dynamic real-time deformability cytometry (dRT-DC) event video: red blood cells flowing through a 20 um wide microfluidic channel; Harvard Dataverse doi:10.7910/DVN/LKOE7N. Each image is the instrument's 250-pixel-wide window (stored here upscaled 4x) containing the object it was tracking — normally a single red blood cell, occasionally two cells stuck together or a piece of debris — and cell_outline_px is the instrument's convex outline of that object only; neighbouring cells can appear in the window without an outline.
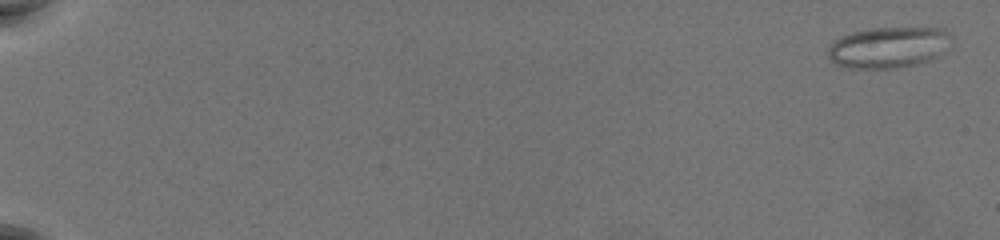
{"species": "common noctule bat (a hibernating species)", "species_latin": "Nyctalus noctula", "temperature_condition": "warm", "stored_images_in_passage": 19, "camera_frame_rate_fps": 3000, "um_per_image_px": 0.085, "animal": {"sex": "female", "body_mass_g": 19.5, "forearm_length_mm": 54.1}, "frame": {"image": 1, "passage_image": 2, "time_ms": 0.333, "image_size_px": [1000, 240], "cell_outline_px": [[952, 36], [936, 56], [932, 60], [916, 64], [896, 68], [848, 68], [836, 64], [828, 56], [828, 48], [840, 36], [852, 32], [868, 28], [944, 28]], "centroid_in_image_um": [75.47, 4.02], "position_along_channel_um": 9.5, "area_um2": 29.19}}
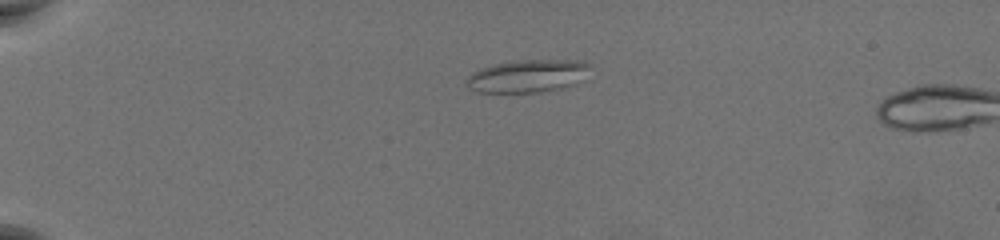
{"frame": {"image": 2, "passage_image": 17, "time_ms": 5.333, "image_size_px": [1000, 240], "cell_outline_px": [[592, 64], [576, 84], [560, 88], [536, 92], [476, 92], [468, 88], [464, 84], [464, 80], [472, 72], [480, 68], [492, 64], [516, 60], [576, 60]], "centroid_in_image_um": [44.76, 6.45], "position_along_channel_um": 40.2, "area_um2": 23.58}}